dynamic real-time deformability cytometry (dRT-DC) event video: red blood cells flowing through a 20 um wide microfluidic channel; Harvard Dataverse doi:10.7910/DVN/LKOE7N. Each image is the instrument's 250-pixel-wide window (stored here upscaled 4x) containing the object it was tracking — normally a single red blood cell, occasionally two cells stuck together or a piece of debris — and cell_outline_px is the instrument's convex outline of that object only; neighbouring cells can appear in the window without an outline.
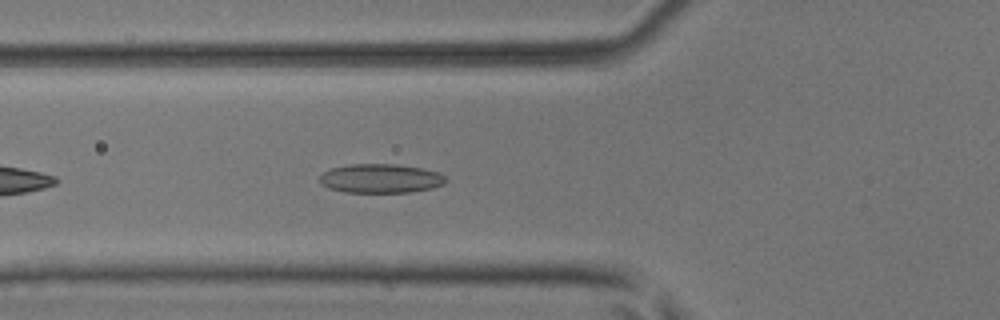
{"species": "common noctule bat (a hibernating species)", "species_latin": "Nyctalus noctula", "temperature_condition": "room temperature", "stored_images_in_passage": 37, "camera_frame_rate_fps": 3000, "um_per_image_px": 0.085, "animal": {"sex": "male", "body_mass_g": 17.9, "forearm_length_mm": 54.2}, "frame": {"image": 1, "passage_image": 5, "time_ms": 1.333, "image_size_px": [1000, 320], "cell_outline_px": [[448, 180], [444, 184], [432, 188], [408, 192], [344, 192], [328, 188], [320, 184], [320, 176], [324, 172], [332, 168], [352, 164], [396, 164], [420, 168], [440, 172]], "centroid_in_image_um": [32.36, 15.17], "position_along_channel_um": 93.4, "area_um2": 21.33}}
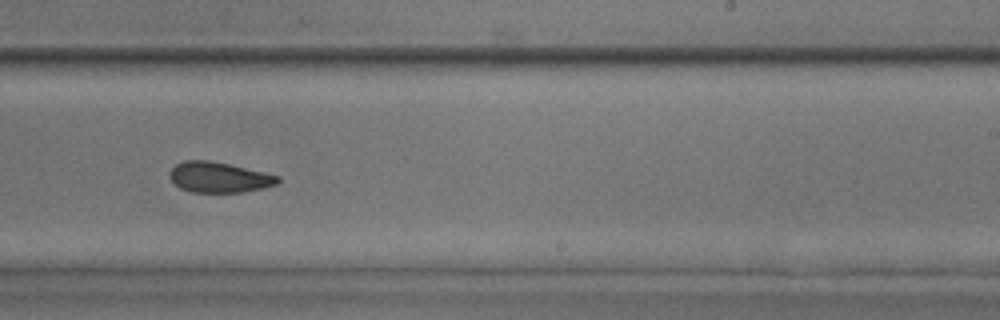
{"frame": {"image": 2, "passage_image": 18, "time_ms": 5.667, "image_size_px": [1000, 320], "cell_outline_px": [[280, 180], [276, 184], [244, 192], [192, 192], [180, 188], [168, 176], [168, 172], [176, 164], [184, 160], [208, 160], [228, 164], [264, 172], [280, 176]], "centroid_in_image_um": [18.58, 15.06], "position_along_channel_um": 270.4, "area_um2": 19.07}}
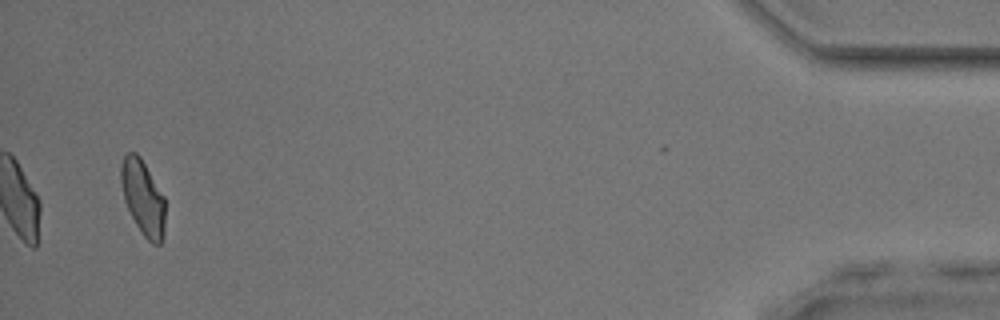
{"frame": {"image": 3, "passage_image": 35, "time_ms": 11.333, "image_size_px": [1000, 320], "cell_outline_px": [[164, 236], [160, 244], [152, 244], [140, 232], [124, 200], [120, 180], [120, 164], [124, 156], [128, 152], [136, 152], [140, 156], [164, 196]], "centroid_in_image_um": [12.14, 16.79], "position_along_channel_um": 423.1, "area_um2": 19.31}, "authors_computed_cell_mechanics": {"area_um2": 19.8254, "velocity_mm_per_s": 4.0905, "shape_relaxation_time_tau1_ms": null, "shape_relaxation_time_tau2_ms": 4.5509, "deformation_change_tau1": null, "deformation_change_tau2": 0.1179}}